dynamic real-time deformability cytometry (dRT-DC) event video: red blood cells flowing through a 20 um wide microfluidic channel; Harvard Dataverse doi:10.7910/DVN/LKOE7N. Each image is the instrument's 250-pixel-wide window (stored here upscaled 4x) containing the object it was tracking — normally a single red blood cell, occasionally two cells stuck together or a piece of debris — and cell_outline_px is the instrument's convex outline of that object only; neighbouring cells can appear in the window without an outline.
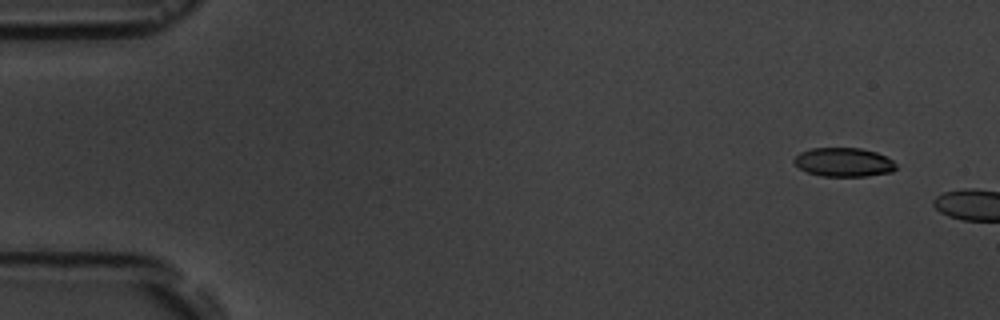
{"species": "common noctule bat (a hibernating species)", "species_latin": "Nyctalus noctula", "temperature_condition": "room temperature", "stored_images_in_passage": 2, "camera_frame_rate_fps": 3000, "um_per_image_px": 0.085, "animal": {"sex": "male", "body_mass_g": 19.5, "forearm_length_mm": 54.6}, "frame": {"image": 1, "passage_image": 1, "time_ms": 0.0, "image_size_px": [1000, 320], "cell_outline_px": [[896, 168], [892, 172], [868, 176], [820, 176], [808, 172], [800, 168], [792, 160], [800, 152], [812, 148], [860, 148], [876, 152], [892, 160], [896, 164]], "centroid_in_image_um": [71.72, 13.79], "position_along_channel_um": 13.3, "area_um2": 17.11}}